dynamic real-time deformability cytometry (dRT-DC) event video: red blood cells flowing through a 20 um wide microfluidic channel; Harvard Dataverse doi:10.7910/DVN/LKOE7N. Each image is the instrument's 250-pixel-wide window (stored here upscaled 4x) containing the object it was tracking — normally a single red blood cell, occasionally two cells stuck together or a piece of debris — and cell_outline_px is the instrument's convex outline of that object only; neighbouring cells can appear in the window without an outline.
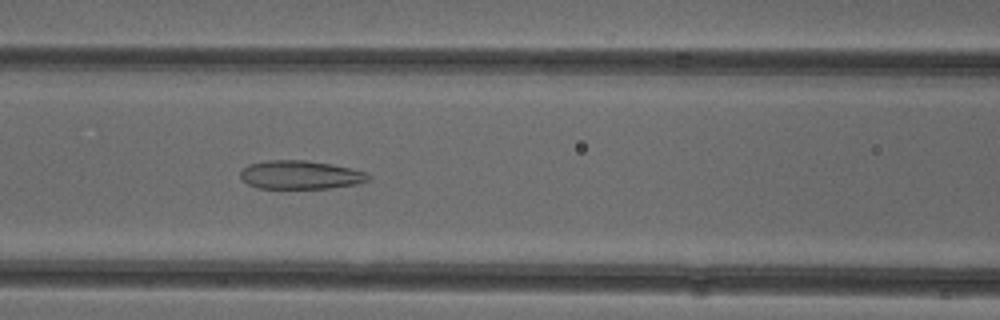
{"species": "common noctule bat (a hibernating species)", "species_latin": "Nyctalus noctula", "temperature_condition": "cold", "stored_images_in_passage": 52, "camera_frame_rate_fps": 3000, "um_per_image_px": 0.085, "animal": {"sex": "female"}, "frame": {"image": 1, "passage_image": 22, "time_ms": 7.0, "image_size_px": [1000, 320], "cell_outline_px": [[372, 176], [368, 180], [356, 184], [328, 188], [256, 188], [248, 184], [240, 176], [240, 172], [248, 164], [268, 160], [304, 160], [332, 164], [368, 172]], "centroid_in_image_um": [25.55, 14.86], "position_along_channel_um": 141.1, "area_um2": 21.27}}
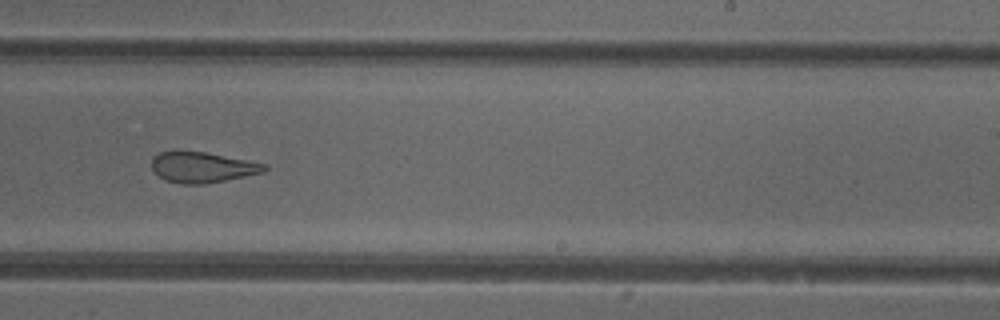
{"frame": {"image": 2, "passage_image": 32, "time_ms": 10.333, "image_size_px": [1000, 320], "cell_outline_px": [[268, 168], [264, 172], [204, 184], [180, 184], [164, 180], [152, 168], [152, 156], [160, 152], [172, 148], [204, 152], [264, 164]], "centroid_in_image_um": [17.09, 14.19], "position_along_channel_um": 271.9, "area_um2": 20.23}}
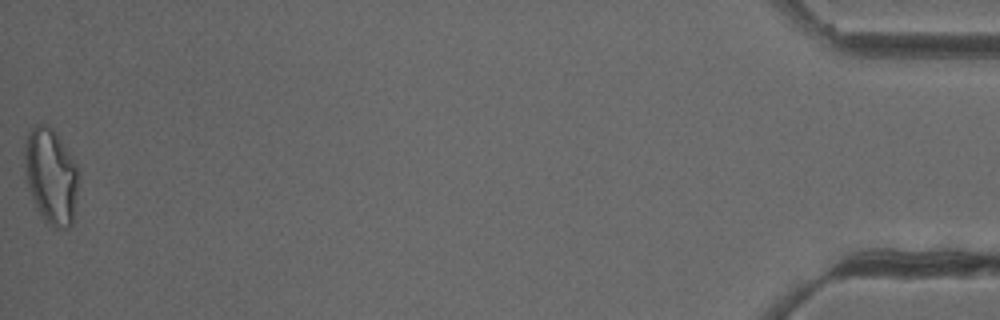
{"frame": {"image": 3, "passage_image": 52, "time_ms": 17.0, "image_size_px": [1000, 320], "cell_outline_px": [[80, 168], [72, 224], [68, 228], [56, 228], [44, 220], [40, 216], [36, 208], [24, 180], [24, 152], [28, 132], [36, 124], [48, 124], [56, 132]], "centroid_in_image_um": [4.32, 14.95], "position_along_channel_um": 430.9, "area_um2": 30.63}, "authors_computed_cell_mechanics": {"area_um2": 24.276, "velocity_mm_per_s": 3.9336, "shape_relaxation_time_tau1_ms": null, "shape_relaxation_time_tau2_ms": 2.3809, "deformation_change_tau1": null, "deformation_change_tau2": 0.1221}}